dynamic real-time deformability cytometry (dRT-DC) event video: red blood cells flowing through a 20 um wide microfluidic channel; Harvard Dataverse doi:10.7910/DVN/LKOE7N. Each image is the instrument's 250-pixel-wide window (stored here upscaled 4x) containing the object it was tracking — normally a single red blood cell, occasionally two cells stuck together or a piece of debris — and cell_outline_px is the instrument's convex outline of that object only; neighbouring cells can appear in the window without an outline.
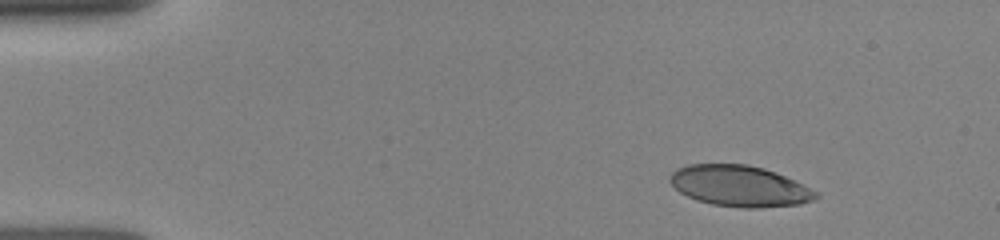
{"species": "human", "species_latin": "Homo sapiens", "temperature_condition": "room temperature", "stored_images_in_passage": 37, "camera_frame_rate_fps": 3000, "um_per_image_px": 0.085, "donor": {"sex": "female"}, "frame": {"image": 1, "passage_image": 1, "time_ms": 0.0, "image_size_px": [1000, 240], "cell_outline_px": [[820, 196], [812, 200], [800, 204], [760, 208], [744, 208], [712, 204], [696, 200], [680, 192], [668, 180], [668, 176], [676, 168], [688, 164], [748, 164], [764, 168], [776, 172], [820, 192]], "centroid_in_image_um": [62.87, 15.81], "position_along_channel_um": 22.1, "area_um2": 35.08}}
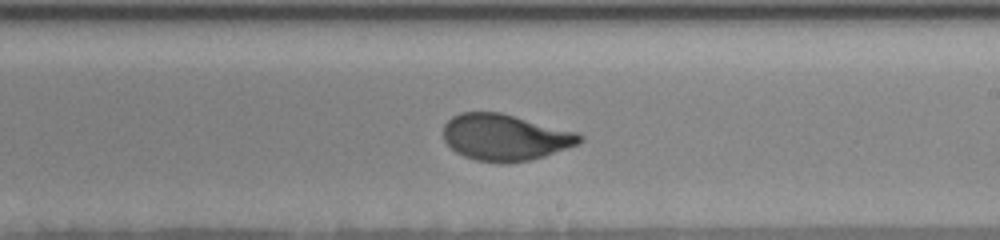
{"frame": {"image": 2, "passage_image": 20, "time_ms": 7.667, "image_size_px": [1000, 240], "cell_outline_px": [[584, 140], [580, 144], [544, 156], [528, 160], [476, 160], [464, 156], [456, 152], [444, 140], [444, 124], [452, 116], [460, 112], [500, 112], [576, 132], [584, 136]], "centroid_in_image_um": [42.94, 11.63], "position_along_channel_um": 246.1, "area_um2": 36.13}}
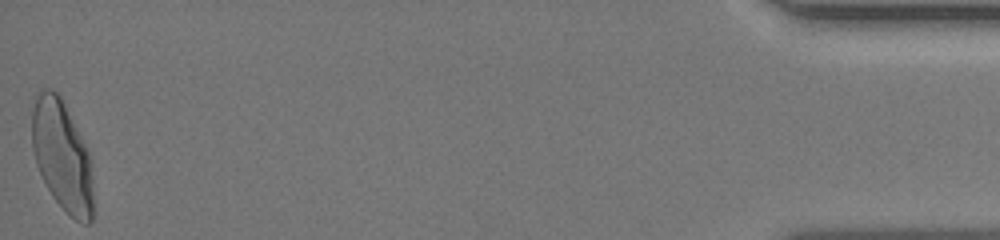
{"frame": {"image": 3, "passage_image": 37, "time_ms": 14.333, "image_size_px": [1000, 240], "cell_outline_px": [[92, 220], [88, 224], [84, 224], [76, 220], [64, 212], [52, 196], [36, 164], [32, 148], [32, 112], [36, 96], [40, 88], [52, 88], [60, 96], [88, 152], [92, 176]], "centroid_in_image_um": [5.25, 13.26], "position_along_channel_um": 429.9, "area_um2": 39.02}}